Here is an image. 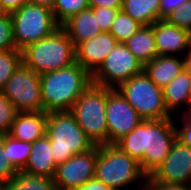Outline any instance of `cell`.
I'll list each match as a JSON object with an SVG mask.
<instances>
[{"label":"cell","mask_w":191,"mask_h":190,"mask_svg":"<svg viewBox=\"0 0 191 190\" xmlns=\"http://www.w3.org/2000/svg\"><path fill=\"white\" fill-rule=\"evenodd\" d=\"M175 122L174 118L143 120L114 145L138 161L149 176L167 158L177 138Z\"/></svg>","instance_id":"cell-1"},{"label":"cell","mask_w":191,"mask_h":190,"mask_svg":"<svg viewBox=\"0 0 191 190\" xmlns=\"http://www.w3.org/2000/svg\"><path fill=\"white\" fill-rule=\"evenodd\" d=\"M91 83L92 75L77 62L63 69L40 74L44 112L69 111Z\"/></svg>","instance_id":"cell-2"},{"label":"cell","mask_w":191,"mask_h":190,"mask_svg":"<svg viewBox=\"0 0 191 190\" xmlns=\"http://www.w3.org/2000/svg\"><path fill=\"white\" fill-rule=\"evenodd\" d=\"M95 178L113 190H122L140 182L145 190L148 176L134 158L122 152L114 144L98 145L95 163Z\"/></svg>","instance_id":"cell-3"},{"label":"cell","mask_w":191,"mask_h":190,"mask_svg":"<svg viewBox=\"0 0 191 190\" xmlns=\"http://www.w3.org/2000/svg\"><path fill=\"white\" fill-rule=\"evenodd\" d=\"M22 62L38 74L63 69L76 62V47L60 27L50 36L23 48Z\"/></svg>","instance_id":"cell-4"},{"label":"cell","mask_w":191,"mask_h":190,"mask_svg":"<svg viewBox=\"0 0 191 190\" xmlns=\"http://www.w3.org/2000/svg\"><path fill=\"white\" fill-rule=\"evenodd\" d=\"M46 136L56 165L95 147L69 111L47 112Z\"/></svg>","instance_id":"cell-5"},{"label":"cell","mask_w":191,"mask_h":190,"mask_svg":"<svg viewBox=\"0 0 191 190\" xmlns=\"http://www.w3.org/2000/svg\"><path fill=\"white\" fill-rule=\"evenodd\" d=\"M69 112L95 146L108 144L106 87L91 83Z\"/></svg>","instance_id":"cell-6"},{"label":"cell","mask_w":191,"mask_h":190,"mask_svg":"<svg viewBox=\"0 0 191 190\" xmlns=\"http://www.w3.org/2000/svg\"><path fill=\"white\" fill-rule=\"evenodd\" d=\"M11 14L13 39L16 49L22 50L28 44L53 34L60 25L53 11L45 6L26 3Z\"/></svg>","instance_id":"cell-7"},{"label":"cell","mask_w":191,"mask_h":190,"mask_svg":"<svg viewBox=\"0 0 191 190\" xmlns=\"http://www.w3.org/2000/svg\"><path fill=\"white\" fill-rule=\"evenodd\" d=\"M117 89L143 120L173 118L165 105L163 89L144 71L121 83Z\"/></svg>","instance_id":"cell-8"},{"label":"cell","mask_w":191,"mask_h":190,"mask_svg":"<svg viewBox=\"0 0 191 190\" xmlns=\"http://www.w3.org/2000/svg\"><path fill=\"white\" fill-rule=\"evenodd\" d=\"M0 92L12 102L18 112L44 111L40 74L28 68L23 62L6 81Z\"/></svg>","instance_id":"cell-9"},{"label":"cell","mask_w":191,"mask_h":190,"mask_svg":"<svg viewBox=\"0 0 191 190\" xmlns=\"http://www.w3.org/2000/svg\"><path fill=\"white\" fill-rule=\"evenodd\" d=\"M143 68L142 62L132 54L125 44L118 42L92 75V83L98 86L117 88L121 83L143 72Z\"/></svg>","instance_id":"cell-10"},{"label":"cell","mask_w":191,"mask_h":190,"mask_svg":"<svg viewBox=\"0 0 191 190\" xmlns=\"http://www.w3.org/2000/svg\"><path fill=\"white\" fill-rule=\"evenodd\" d=\"M108 144H115L130 133L143 119L117 88L106 87Z\"/></svg>","instance_id":"cell-11"},{"label":"cell","mask_w":191,"mask_h":190,"mask_svg":"<svg viewBox=\"0 0 191 190\" xmlns=\"http://www.w3.org/2000/svg\"><path fill=\"white\" fill-rule=\"evenodd\" d=\"M97 146L92 150L73 155L64 163L57 164L53 176L57 190H76L95 178Z\"/></svg>","instance_id":"cell-12"},{"label":"cell","mask_w":191,"mask_h":190,"mask_svg":"<svg viewBox=\"0 0 191 190\" xmlns=\"http://www.w3.org/2000/svg\"><path fill=\"white\" fill-rule=\"evenodd\" d=\"M148 178L154 183L191 186V147L176 138L167 158Z\"/></svg>","instance_id":"cell-13"},{"label":"cell","mask_w":191,"mask_h":190,"mask_svg":"<svg viewBox=\"0 0 191 190\" xmlns=\"http://www.w3.org/2000/svg\"><path fill=\"white\" fill-rule=\"evenodd\" d=\"M118 41L110 32H102L76 47V62L93 75Z\"/></svg>","instance_id":"cell-14"},{"label":"cell","mask_w":191,"mask_h":190,"mask_svg":"<svg viewBox=\"0 0 191 190\" xmlns=\"http://www.w3.org/2000/svg\"><path fill=\"white\" fill-rule=\"evenodd\" d=\"M153 32L158 55L185 57L188 52L189 31L162 19L153 24Z\"/></svg>","instance_id":"cell-15"},{"label":"cell","mask_w":191,"mask_h":190,"mask_svg":"<svg viewBox=\"0 0 191 190\" xmlns=\"http://www.w3.org/2000/svg\"><path fill=\"white\" fill-rule=\"evenodd\" d=\"M47 112H17L8 135L33 143L46 135Z\"/></svg>","instance_id":"cell-16"},{"label":"cell","mask_w":191,"mask_h":190,"mask_svg":"<svg viewBox=\"0 0 191 190\" xmlns=\"http://www.w3.org/2000/svg\"><path fill=\"white\" fill-rule=\"evenodd\" d=\"M50 148L51 143L46 135L34 141L29 159L21 171L34 176L53 177L57 165Z\"/></svg>","instance_id":"cell-17"},{"label":"cell","mask_w":191,"mask_h":190,"mask_svg":"<svg viewBox=\"0 0 191 190\" xmlns=\"http://www.w3.org/2000/svg\"><path fill=\"white\" fill-rule=\"evenodd\" d=\"M185 68V57L158 55L144 64L143 71L159 88L163 89Z\"/></svg>","instance_id":"cell-18"},{"label":"cell","mask_w":191,"mask_h":190,"mask_svg":"<svg viewBox=\"0 0 191 190\" xmlns=\"http://www.w3.org/2000/svg\"><path fill=\"white\" fill-rule=\"evenodd\" d=\"M60 27L67 33L75 47L102 33L97 16L94 15L93 8L90 7L72 16Z\"/></svg>","instance_id":"cell-19"},{"label":"cell","mask_w":191,"mask_h":190,"mask_svg":"<svg viewBox=\"0 0 191 190\" xmlns=\"http://www.w3.org/2000/svg\"><path fill=\"white\" fill-rule=\"evenodd\" d=\"M190 72L183 69L170 83L163 88L164 102L169 114L177 112L191 101L190 96ZM181 107V108H180ZM178 109V110H177Z\"/></svg>","instance_id":"cell-20"},{"label":"cell","mask_w":191,"mask_h":190,"mask_svg":"<svg viewBox=\"0 0 191 190\" xmlns=\"http://www.w3.org/2000/svg\"><path fill=\"white\" fill-rule=\"evenodd\" d=\"M123 43L143 65L158 56L153 24L143 25L134 35Z\"/></svg>","instance_id":"cell-21"},{"label":"cell","mask_w":191,"mask_h":190,"mask_svg":"<svg viewBox=\"0 0 191 190\" xmlns=\"http://www.w3.org/2000/svg\"><path fill=\"white\" fill-rule=\"evenodd\" d=\"M160 0H122L121 10L141 25H151L160 20Z\"/></svg>","instance_id":"cell-22"},{"label":"cell","mask_w":191,"mask_h":190,"mask_svg":"<svg viewBox=\"0 0 191 190\" xmlns=\"http://www.w3.org/2000/svg\"><path fill=\"white\" fill-rule=\"evenodd\" d=\"M1 190H57L53 177L34 176L23 171L18 173Z\"/></svg>","instance_id":"cell-23"},{"label":"cell","mask_w":191,"mask_h":190,"mask_svg":"<svg viewBox=\"0 0 191 190\" xmlns=\"http://www.w3.org/2000/svg\"><path fill=\"white\" fill-rule=\"evenodd\" d=\"M3 146L6 158H9V162L18 171H21L29 159L32 143L24 142L5 134L3 135Z\"/></svg>","instance_id":"cell-24"},{"label":"cell","mask_w":191,"mask_h":190,"mask_svg":"<svg viewBox=\"0 0 191 190\" xmlns=\"http://www.w3.org/2000/svg\"><path fill=\"white\" fill-rule=\"evenodd\" d=\"M143 25L133 20L122 10L118 11L110 29V33L118 42H125L134 35Z\"/></svg>","instance_id":"cell-25"},{"label":"cell","mask_w":191,"mask_h":190,"mask_svg":"<svg viewBox=\"0 0 191 190\" xmlns=\"http://www.w3.org/2000/svg\"><path fill=\"white\" fill-rule=\"evenodd\" d=\"M89 8V0H55L53 15L56 22L61 26L72 16Z\"/></svg>","instance_id":"cell-26"},{"label":"cell","mask_w":191,"mask_h":190,"mask_svg":"<svg viewBox=\"0 0 191 190\" xmlns=\"http://www.w3.org/2000/svg\"><path fill=\"white\" fill-rule=\"evenodd\" d=\"M21 63L22 50L8 49L0 51V91Z\"/></svg>","instance_id":"cell-27"},{"label":"cell","mask_w":191,"mask_h":190,"mask_svg":"<svg viewBox=\"0 0 191 190\" xmlns=\"http://www.w3.org/2000/svg\"><path fill=\"white\" fill-rule=\"evenodd\" d=\"M17 112L12 102L0 92V135L9 133Z\"/></svg>","instance_id":"cell-28"},{"label":"cell","mask_w":191,"mask_h":190,"mask_svg":"<svg viewBox=\"0 0 191 190\" xmlns=\"http://www.w3.org/2000/svg\"><path fill=\"white\" fill-rule=\"evenodd\" d=\"M165 20L172 25L191 32V0H187L172 11Z\"/></svg>","instance_id":"cell-29"},{"label":"cell","mask_w":191,"mask_h":190,"mask_svg":"<svg viewBox=\"0 0 191 190\" xmlns=\"http://www.w3.org/2000/svg\"><path fill=\"white\" fill-rule=\"evenodd\" d=\"M16 49L10 13L0 12V51Z\"/></svg>","instance_id":"cell-30"},{"label":"cell","mask_w":191,"mask_h":190,"mask_svg":"<svg viewBox=\"0 0 191 190\" xmlns=\"http://www.w3.org/2000/svg\"><path fill=\"white\" fill-rule=\"evenodd\" d=\"M17 173L18 170L5 156L3 135H0V187L9 182Z\"/></svg>","instance_id":"cell-31"},{"label":"cell","mask_w":191,"mask_h":190,"mask_svg":"<svg viewBox=\"0 0 191 190\" xmlns=\"http://www.w3.org/2000/svg\"><path fill=\"white\" fill-rule=\"evenodd\" d=\"M93 12L94 15L97 16L98 25L101 31L109 32L118 10L107 7H93Z\"/></svg>","instance_id":"cell-32"},{"label":"cell","mask_w":191,"mask_h":190,"mask_svg":"<svg viewBox=\"0 0 191 190\" xmlns=\"http://www.w3.org/2000/svg\"><path fill=\"white\" fill-rule=\"evenodd\" d=\"M180 114L181 118L179 119H182V125L178 127L177 125L180 124H176L177 139L191 147V116L185 111H182Z\"/></svg>","instance_id":"cell-33"},{"label":"cell","mask_w":191,"mask_h":190,"mask_svg":"<svg viewBox=\"0 0 191 190\" xmlns=\"http://www.w3.org/2000/svg\"><path fill=\"white\" fill-rule=\"evenodd\" d=\"M187 0H160V20L165 19L172 11L177 10Z\"/></svg>","instance_id":"cell-34"},{"label":"cell","mask_w":191,"mask_h":190,"mask_svg":"<svg viewBox=\"0 0 191 190\" xmlns=\"http://www.w3.org/2000/svg\"><path fill=\"white\" fill-rule=\"evenodd\" d=\"M145 190H191L190 185L154 183L149 178Z\"/></svg>","instance_id":"cell-35"},{"label":"cell","mask_w":191,"mask_h":190,"mask_svg":"<svg viewBox=\"0 0 191 190\" xmlns=\"http://www.w3.org/2000/svg\"><path fill=\"white\" fill-rule=\"evenodd\" d=\"M29 3V0H0V12L12 13Z\"/></svg>","instance_id":"cell-36"},{"label":"cell","mask_w":191,"mask_h":190,"mask_svg":"<svg viewBox=\"0 0 191 190\" xmlns=\"http://www.w3.org/2000/svg\"><path fill=\"white\" fill-rule=\"evenodd\" d=\"M89 7H107L120 11L122 8V0H89Z\"/></svg>","instance_id":"cell-37"},{"label":"cell","mask_w":191,"mask_h":190,"mask_svg":"<svg viewBox=\"0 0 191 190\" xmlns=\"http://www.w3.org/2000/svg\"><path fill=\"white\" fill-rule=\"evenodd\" d=\"M76 190H113L104 185L100 180L93 178L88 180L83 186Z\"/></svg>","instance_id":"cell-38"},{"label":"cell","mask_w":191,"mask_h":190,"mask_svg":"<svg viewBox=\"0 0 191 190\" xmlns=\"http://www.w3.org/2000/svg\"><path fill=\"white\" fill-rule=\"evenodd\" d=\"M29 3L38 4L53 9L55 0H29Z\"/></svg>","instance_id":"cell-39"},{"label":"cell","mask_w":191,"mask_h":190,"mask_svg":"<svg viewBox=\"0 0 191 190\" xmlns=\"http://www.w3.org/2000/svg\"><path fill=\"white\" fill-rule=\"evenodd\" d=\"M185 66L189 71H191V57H185Z\"/></svg>","instance_id":"cell-40"},{"label":"cell","mask_w":191,"mask_h":190,"mask_svg":"<svg viewBox=\"0 0 191 190\" xmlns=\"http://www.w3.org/2000/svg\"><path fill=\"white\" fill-rule=\"evenodd\" d=\"M185 57H191V32H190V36H189L188 52L185 55Z\"/></svg>","instance_id":"cell-41"},{"label":"cell","mask_w":191,"mask_h":190,"mask_svg":"<svg viewBox=\"0 0 191 190\" xmlns=\"http://www.w3.org/2000/svg\"><path fill=\"white\" fill-rule=\"evenodd\" d=\"M187 109H184L183 111H185L189 116H191V101L189 102Z\"/></svg>","instance_id":"cell-42"},{"label":"cell","mask_w":191,"mask_h":190,"mask_svg":"<svg viewBox=\"0 0 191 190\" xmlns=\"http://www.w3.org/2000/svg\"><path fill=\"white\" fill-rule=\"evenodd\" d=\"M190 72V96H191V71H189Z\"/></svg>","instance_id":"cell-43"}]
</instances>
